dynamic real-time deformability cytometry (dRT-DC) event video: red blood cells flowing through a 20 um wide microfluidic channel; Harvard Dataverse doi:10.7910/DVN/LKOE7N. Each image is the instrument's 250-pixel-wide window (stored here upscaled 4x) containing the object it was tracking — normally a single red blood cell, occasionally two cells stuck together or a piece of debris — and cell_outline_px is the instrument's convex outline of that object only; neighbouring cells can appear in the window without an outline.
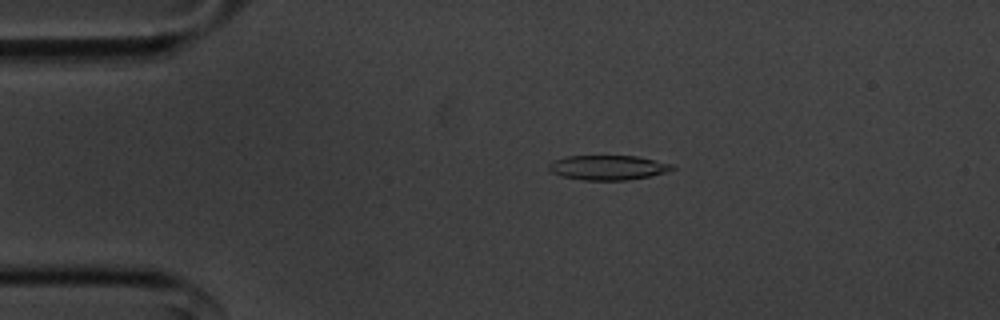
{"species": "common noctule bat (a hibernating species)", "species_latin": "Nyctalus noctula", "temperature_condition": "cold", "stored_images_in_passage": 48, "camera_frame_rate_fps": 3000, "um_per_image_px": 0.085, "animal": {"sex": "male", "body_mass_g": 20.1, "forearm_length_mm": 53.5}, "frame": {"image": 1, "passage_image": 4, "time_ms": 1.0, "image_size_px": [1000, 320], "cell_outline_px": [[676, 168], [668, 172], [628, 180], [584, 180], [560, 176], [552, 172], [548, 168], [548, 164], [552, 160], [568, 156], [636, 156], [656, 160], [672, 164]], "centroid_in_image_um": [51.67, 14.24], "position_along_channel_um": 33.3, "area_um2": 17.8}}
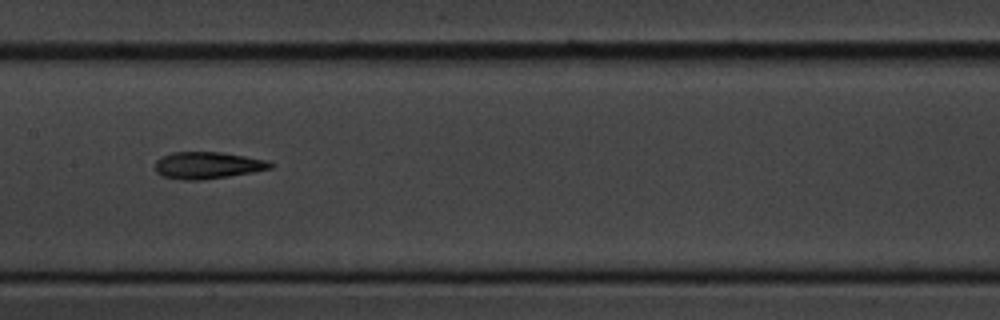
{"frame": {"image": 2, "passage_image": 20, "time_ms": 6.333, "image_size_px": [1000, 320], "cell_outline_px": [[276, 164], [272, 168], [252, 172], [228, 176], [200, 180], [184, 180], [164, 176], [156, 172], [156, 160], [172, 152], [220, 152], [268, 160]], "centroid_in_image_um": [17.68, 14.05], "position_along_channel_um": 189.7, "area_um2": 17.92}}
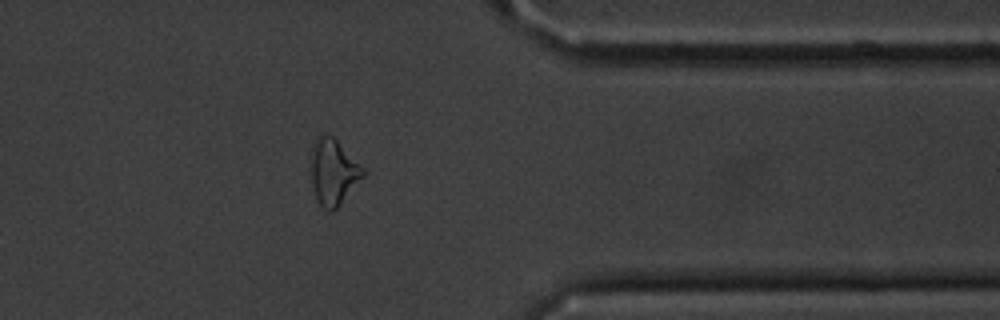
{"frame": {"image": 3, "passage_image": 37, "time_ms": 12.0, "image_size_px": [1000, 320], "cell_outline_px": [[368, 172], [336, 208], [332, 212], [328, 212], [316, 200], [312, 180], [312, 148], [316, 140], [324, 132], [332, 136]], "centroid_in_image_um": [28.36, 14.63], "position_along_channel_um": 383.0, "area_um2": 19.65}, "authors_computed_cell_mechanics": {"area_um2": 18.1781, "velocity_mm_per_s": 3.6358, "shape_relaxation_time_tau1_ms": 8.6704, "shape_relaxation_time_tau2_ms": 3.6957, "deformation_change_tau1": 0.2107, "deformation_change_tau2": 0.1304}}